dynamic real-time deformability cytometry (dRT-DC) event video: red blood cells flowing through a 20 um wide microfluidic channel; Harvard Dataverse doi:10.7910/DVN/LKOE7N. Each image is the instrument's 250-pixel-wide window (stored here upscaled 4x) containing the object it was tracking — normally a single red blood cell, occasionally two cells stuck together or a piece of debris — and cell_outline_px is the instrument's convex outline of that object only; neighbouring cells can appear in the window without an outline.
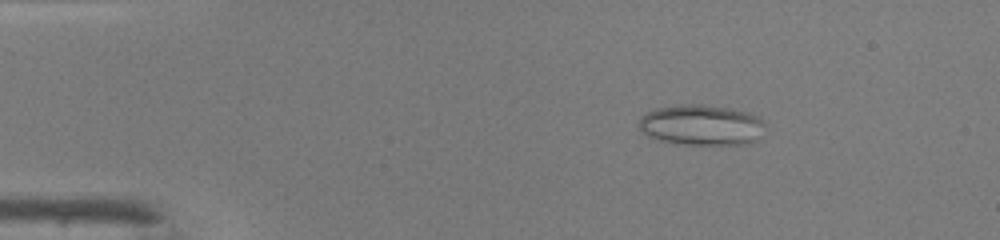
{"species": "common noctule bat (a hibernating species)", "species_latin": "Nyctalus noctula", "temperature_condition": "warm", "stored_images_in_passage": 46, "camera_frame_rate_fps": 3000, "um_per_image_px": 0.085, "animal": {"sex": "male", "body_mass_g": 19.0, "forearm_length_mm": 50.8}, "frame": {"image": 1, "passage_image": 6, "time_ms": 1.667, "image_size_px": [1000, 240], "cell_outline_px": [[764, 124], [760, 136], [756, 140], [744, 144], [676, 144], [660, 140], [648, 136], [640, 128], [640, 116], [644, 112], [656, 108], [680, 104], [700, 104], [728, 108], [748, 112], [760, 116], [764, 120]], "centroid_in_image_um": [59.62, 10.61], "position_along_channel_um": 25.4, "area_um2": 29.94}}
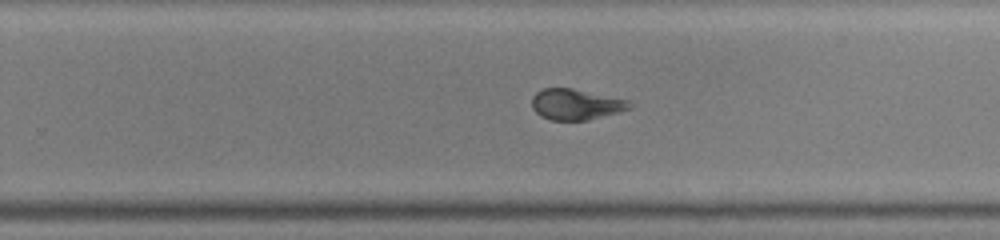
{"frame": {"image": 2, "passage_image": 29, "time_ms": 9.333, "image_size_px": [1000, 240], "cell_outline_px": [[632, 108], [620, 112], [588, 120], [552, 120], [540, 116], [532, 108], [532, 96], [536, 92], [544, 88], [572, 88], [628, 100], [632, 104]], "centroid_in_image_um": [48.95, 8.87], "position_along_channel_um": 280.9, "area_um2": 17.57}}
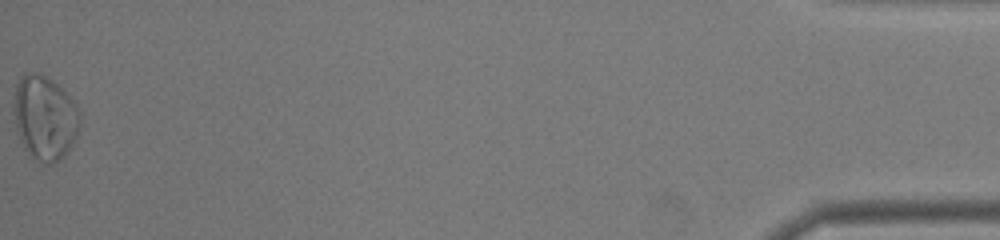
{"frame": {"image": 3, "passage_image": 46, "time_ms": 15.0, "image_size_px": [1000, 240], "cell_outline_px": [[80, 124], [76, 136], [68, 148], [56, 160], [48, 164], [32, 156], [24, 148], [20, 140], [16, 128], [12, 112], [12, 104], [16, 84], [20, 76], [24, 72], [36, 72], [52, 80], [64, 88], [76, 104], [80, 112]], "centroid_in_image_um": [3.77, 9.92], "position_along_channel_um": 431.4, "area_um2": 32.54}, "authors_computed_cell_mechanics": {"area_um2": 22.5998, "velocity_mm_per_s": 4.3006, "shape_relaxation_time_tau1_ms": 8.4674, "shape_relaxation_time_tau2_ms": 0.9367, "deformation_change_tau1": 0.2281, "deformation_change_tau2": 0.0574}}